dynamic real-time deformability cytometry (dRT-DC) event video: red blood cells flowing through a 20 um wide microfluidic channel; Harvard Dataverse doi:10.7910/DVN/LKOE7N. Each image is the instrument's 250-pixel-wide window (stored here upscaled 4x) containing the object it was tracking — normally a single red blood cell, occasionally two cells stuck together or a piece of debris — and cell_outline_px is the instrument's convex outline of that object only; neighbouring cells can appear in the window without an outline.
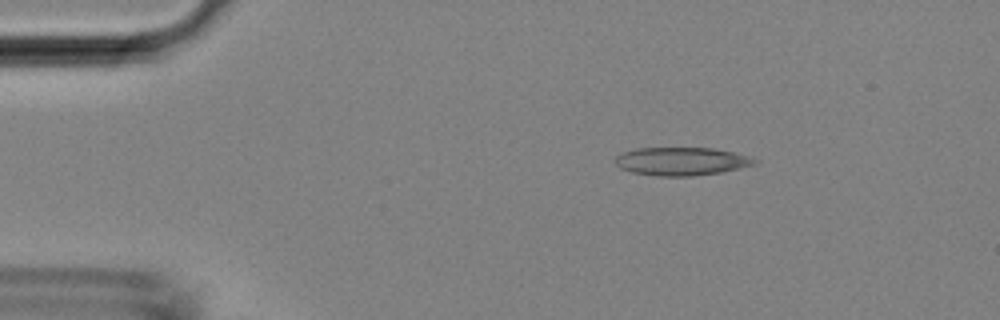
{"species": "Egyptian fruit bat (a non-hibernating species)", "species_latin": "Rousettus aegyptiacus", "temperature_condition": "room temperature", "stored_images_in_passage": 3, "camera_frame_rate_fps": 3000, "um_per_image_px": 0.085, "animal": {"sex": "female"}, "frame": {"image": 1, "passage_image": 2, "time_ms": 0.333, "image_size_px": [1000, 320], "cell_outline_px": [[760, 160], [756, 164], [720, 172], [692, 176], [656, 176], [632, 172], [620, 168], [616, 164], [616, 156], [624, 152], [636, 148], [712, 148], [752, 156]], "centroid_in_image_um": [57.95, 13.71], "position_along_channel_um": 27.0, "area_um2": 22.83}}